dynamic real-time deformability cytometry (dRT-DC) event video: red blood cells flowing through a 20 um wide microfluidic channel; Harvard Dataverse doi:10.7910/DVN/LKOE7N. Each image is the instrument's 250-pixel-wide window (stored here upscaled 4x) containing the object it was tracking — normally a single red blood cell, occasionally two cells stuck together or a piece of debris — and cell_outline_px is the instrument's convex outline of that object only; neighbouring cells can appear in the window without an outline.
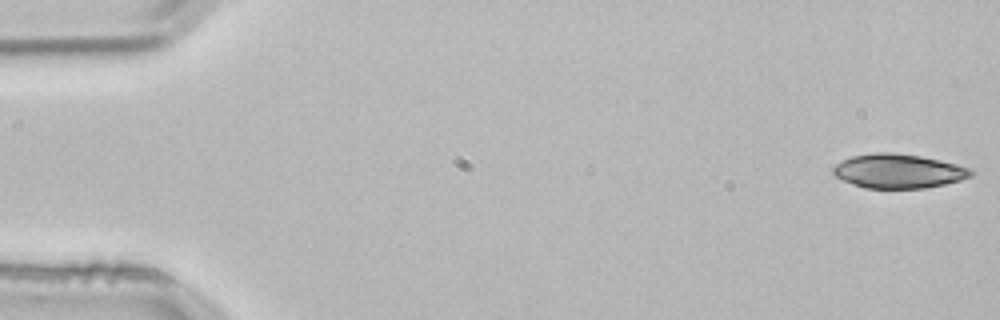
{"species": "common noctule bat (a hibernating species)", "species_latin": "Nyctalus noctula", "temperature_condition": "room temperature", "stored_images_in_passage": 4, "camera_frame_rate_fps": 3000, "um_per_image_px": 0.085, "animal": {"sex": "male", "body_mass_g": 21.5, "forearm_length_mm": 52.0}, "frame": {"image": 1, "passage_image": 1, "time_ms": 0.0, "image_size_px": [1000, 320], "cell_outline_px": [[972, 176], [960, 180], [944, 184], [924, 188], [864, 188], [844, 180], [836, 176], [832, 172], [832, 168], [836, 164], [852, 156], [876, 152], [892, 152], [920, 156], [940, 160], [956, 164], [968, 168], [972, 172]], "centroid_in_image_um": [76.35, 14.54], "position_along_channel_um": 8.6, "area_um2": 27.17}}